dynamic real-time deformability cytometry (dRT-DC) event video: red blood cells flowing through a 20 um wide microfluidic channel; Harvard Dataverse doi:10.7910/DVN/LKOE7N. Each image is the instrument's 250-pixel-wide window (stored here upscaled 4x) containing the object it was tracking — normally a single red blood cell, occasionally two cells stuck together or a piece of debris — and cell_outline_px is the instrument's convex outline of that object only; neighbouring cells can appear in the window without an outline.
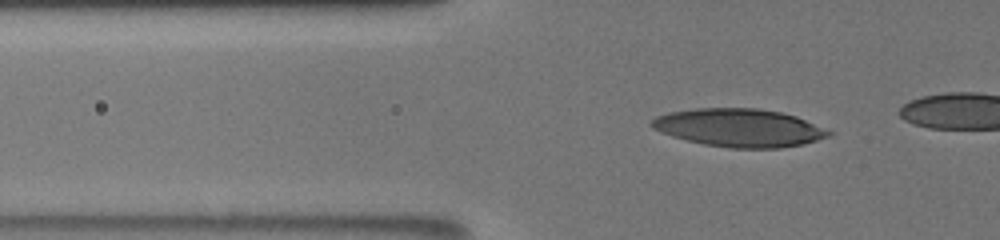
{"species": "human", "species_latin": "Homo sapiens", "temperature_condition": "room temperature", "stored_images_in_passage": 48, "camera_frame_rate_fps": 3000, "um_per_image_px": 0.085, "donor": {"sex": "male"}, "frame": {"image": 1, "passage_image": 18, "time_ms": 5.667, "image_size_px": [1000, 240], "cell_outline_px": [[832, 136], [800, 144], [780, 148], [732, 148], [704, 144], [672, 136], [660, 132], [652, 128], [648, 124], [656, 116], [668, 112], [696, 108], [760, 108], [780, 112], [796, 116], [832, 132]], "centroid_in_image_um": [62.79, 10.85], "position_along_channel_um": 63.0, "area_um2": 39.13}}
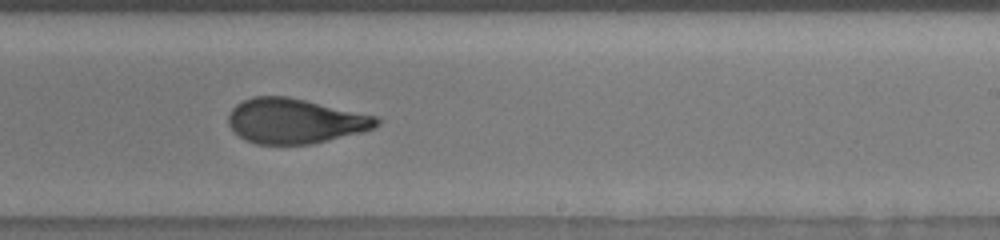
{"frame": {"image": 2, "passage_image": 35, "time_ms": 11.333, "image_size_px": [1000, 240], "cell_outline_px": [[380, 124], [364, 132], [312, 144], [256, 144], [244, 140], [228, 124], [228, 116], [232, 108], [236, 104], [252, 96], [288, 96], [380, 116]], "centroid_in_image_um": [25.11, 10.28], "position_along_channel_um": 263.9, "area_um2": 39.19}}
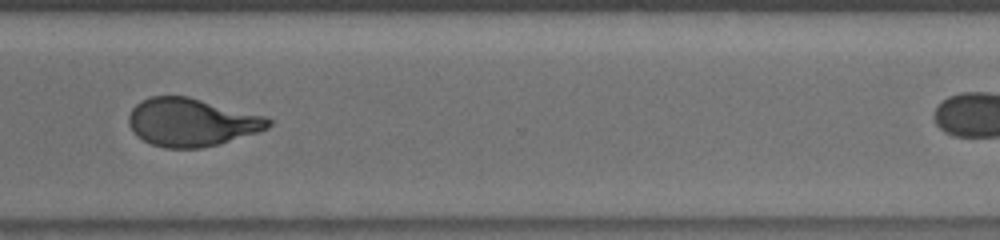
{"frame": {"image": 3, "passage_image": 42, "time_ms": 13.667, "image_size_px": [1000, 240], "cell_outline_px": [[272, 124], [268, 128], [220, 144], [200, 148], [164, 148], [152, 144], [136, 136], [128, 124], [128, 116], [132, 108], [140, 100], [152, 96], [188, 96], [264, 116], [272, 120]], "centroid_in_image_um": [16.24, 10.39], "position_along_channel_um": 354.4, "area_um2": 39.02}}